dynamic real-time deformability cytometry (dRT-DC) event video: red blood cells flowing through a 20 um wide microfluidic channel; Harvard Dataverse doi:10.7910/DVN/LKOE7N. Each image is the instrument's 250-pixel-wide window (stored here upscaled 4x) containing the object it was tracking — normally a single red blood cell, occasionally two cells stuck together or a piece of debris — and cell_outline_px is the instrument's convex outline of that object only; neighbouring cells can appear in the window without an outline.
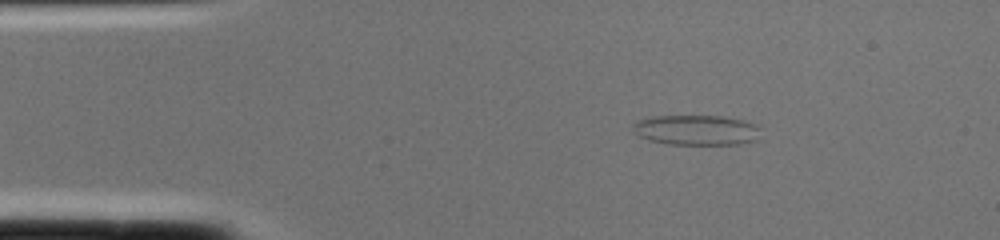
{"species": "common noctule bat (a hibernating species)", "species_latin": "Nyctalus noctula", "temperature_condition": "cold", "stored_images_in_passage": 1, "camera_frame_rate_fps": 3000, "um_per_image_px": 0.085, "animal": {"sex": "female", "body_mass_g": 22.0, "forearm_length_mm": 56.7}, "frame": {"image": 1, "passage_image": 1, "time_ms": 0.0, "image_size_px": [1000, 240], "cell_outline_px": [[760, 140], [740, 144], [668, 144], [648, 140], [632, 132], [632, 124], [636, 120], [652, 116], [724, 116], [756, 124], [760, 128]], "centroid_in_image_um": [59.19, 11.06], "position_along_channel_um": 25.8, "area_um2": 22.77}}